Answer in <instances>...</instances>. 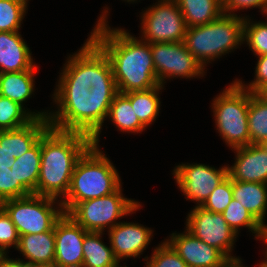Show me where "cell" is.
Segmentation results:
<instances>
[{
	"instance_id": "6da1fadb",
	"label": "cell",
	"mask_w": 267,
	"mask_h": 267,
	"mask_svg": "<svg viewBox=\"0 0 267 267\" xmlns=\"http://www.w3.org/2000/svg\"><path fill=\"white\" fill-rule=\"evenodd\" d=\"M104 12V13H103ZM97 21L90 38L107 55L120 93L145 91L157 87L150 43L137 39L122 28H110L108 9Z\"/></svg>"
},
{
	"instance_id": "7a4b0ae2",
	"label": "cell",
	"mask_w": 267,
	"mask_h": 267,
	"mask_svg": "<svg viewBox=\"0 0 267 267\" xmlns=\"http://www.w3.org/2000/svg\"><path fill=\"white\" fill-rule=\"evenodd\" d=\"M52 94L57 111L49 112L51 128L79 132L92 139L99 147L100 132L107 118L110 105L118 93L116 83L89 85L58 84Z\"/></svg>"
},
{
	"instance_id": "3957f363",
	"label": "cell",
	"mask_w": 267,
	"mask_h": 267,
	"mask_svg": "<svg viewBox=\"0 0 267 267\" xmlns=\"http://www.w3.org/2000/svg\"><path fill=\"white\" fill-rule=\"evenodd\" d=\"M92 145V139L85 134L50 127L41 137V163L36 195L64 198L76 163Z\"/></svg>"
},
{
	"instance_id": "277c9868",
	"label": "cell",
	"mask_w": 267,
	"mask_h": 267,
	"mask_svg": "<svg viewBox=\"0 0 267 267\" xmlns=\"http://www.w3.org/2000/svg\"><path fill=\"white\" fill-rule=\"evenodd\" d=\"M106 156L92 145L78 160L68 193L60 199L64 213L82 201L110 195L122 186L116 167Z\"/></svg>"
},
{
	"instance_id": "5b68a950",
	"label": "cell",
	"mask_w": 267,
	"mask_h": 267,
	"mask_svg": "<svg viewBox=\"0 0 267 267\" xmlns=\"http://www.w3.org/2000/svg\"><path fill=\"white\" fill-rule=\"evenodd\" d=\"M245 17L224 13L220 18L196 27H187L183 43L205 68L243 44Z\"/></svg>"
},
{
	"instance_id": "8992f818",
	"label": "cell",
	"mask_w": 267,
	"mask_h": 267,
	"mask_svg": "<svg viewBox=\"0 0 267 267\" xmlns=\"http://www.w3.org/2000/svg\"><path fill=\"white\" fill-rule=\"evenodd\" d=\"M248 107L249 91L236 80L213 100L216 130L232 149L250 144Z\"/></svg>"
},
{
	"instance_id": "52a82bcc",
	"label": "cell",
	"mask_w": 267,
	"mask_h": 267,
	"mask_svg": "<svg viewBox=\"0 0 267 267\" xmlns=\"http://www.w3.org/2000/svg\"><path fill=\"white\" fill-rule=\"evenodd\" d=\"M0 206L10 216L19 236L50 231L64 213L59 199L36 194L3 201Z\"/></svg>"
},
{
	"instance_id": "ba28073f",
	"label": "cell",
	"mask_w": 267,
	"mask_h": 267,
	"mask_svg": "<svg viewBox=\"0 0 267 267\" xmlns=\"http://www.w3.org/2000/svg\"><path fill=\"white\" fill-rule=\"evenodd\" d=\"M142 207L141 203L123 196L120 186L110 195L78 203L68 214L86 231L103 232L110 230L116 220Z\"/></svg>"
},
{
	"instance_id": "9c48e42d",
	"label": "cell",
	"mask_w": 267,
	"mask_h": 267,
	"mask_svg": "<svg viewBox=\"0 0 267 267\" xmlns=\"http://www.w3.org/2000/svg\"><path fill=\"white\" fill-rule=\"evenodd\" d=\"M77 52L68 57L58 84L89 85L90 89L92 84L115 83L107 55L90 37Z\"/></svg>"
},
{
	"instance_id": "30bf717a",
	"label": "cell",
	"mask_w": 267,
	"mask_h": 267,
	"mask_svg": "<svg viewBox=\"0 0 267 267\" xmlns=\"http://www.w3.org/2000/svg\"><path fill=\"white\" fill-rule=\"evenodd\" d=\"M143 12L141 40L148 43L184 41L187 26L182 11L174 0H158L157 4Z\"/></svg>"
},
{
	"instance_id": "8fae6325",
	"label": "cell",
	"mask_w": 267,
	"mask_h": 267,
	"mask_svg": "<svg viewBox=\"0 0 267 267\" xmlns=\"http://www.w3.org/2000/svg\"><path fill=\"white\" fill-rule=\"evenodd\" d=\"M150 49L156 76L162 86L171 77L191 79L205 74V68L183 42L150 43Z\"/></svg>"
},
{
	"instance_id": "7c38bea8",
	"label": "cell",
	"mask_w": 267,
	"mask_h": 267,
	"mask_svg": "<svg viewBox=\"0 0 267 267\" xmlns=\"http://www.w3.org/2000/svg\"><path fill=\"white\" fill-rule=\"evenodd\" d=\"M186 229L195 237L220 250L227 258L231 256L238 235L230 228L222 213H213L195 206L187 215Z\"/></svg>"
},
{
	"instance_id": "4fadbf2b",
	"label": "cell",
	"mask_w": 267,
	"mask_h": 267,
	"mask_svg": "<svg viewBox=\"0 0 267 267\" xmlns=\"http://www.w3.org/2000/svg\"><path fill=\"white\" fill-rule=\"evenodd\" d=\"M174 179L186 200L201 206L213 190L228 176V166L219 169L206 164H180L173 169Z\"/></svg>"
},
{
	"instance_id": "5bb4252c",
	"label": "cell",
	"mask_w": 267,
	"mask_h": 267,
	"mask_svg": "<svg viewBox=\"0 0 267 267\" xmlns=\"http://www.w3.org/2000/svg\"><path fill=\"white\" fill-rule=\"evenodd\" d=\"M88 233L69 214L63 215L54 225L55 259L57 267H82L83 241Z\"/></svg>"
},
{
	"instance_id": "9a60e30c",
	"label": "cell",
	"mask_w": 267,
	"mask_h": 267,
	"mask_svg": "<svg viewBox=\"0 0 267 267\" xmlns=\"http://www.w3.org/2000/svg\"><path fill=\"white\" fill-rule=\"evenodd\" d=\"M166 241L188 267H220L228 259L220 250L198 239L187 229L183 233H172Z\"/></svg>"
},
{
	"instance_id": "2e32d148",
	"label": "cell",
	"mask_w": 267,
	"mask_h": 267,
	"mask_svg": "<svg viewBox=\"0 0 267 267\" xmlns=\"http://www.w3.org/2000/svg\"><path fill=\"white\" fill-rule=\"evenodd\" d=\"M110 247L119 261L127 258H137L143 254L153 236L150 228L138 223L120 222L108 231Z\"/></svg>"
},
{
	"instance_id": "e0dca14e",
	"label": "cell",
	"mask_w": 267,
	"mask_h": 267,
	"mask_svg": "<svg viewBox=\"0 0 267 267\" xmlns=\"http://www.w3.org/2000/svg\"><path fill=\"white\" fill-rule=\"evenodd\" d=\"M233 150L236 160L228 166L231 180L267 184V149L260 144H249Z\"/></svg>"
},
{
	"instance_id": "ac0fdd59",
	"label": "cell",
	"mask_w": 267,
	"mask_h": 267,
	"mask_svg": "<svg viewBox=\"0 0 267 267\" xmlns=\"http://www.w3.org/2000/svg\"><path fill=\"white\" fill-rule=\"evenodd\" d=\"M48 118H34L27 125L17 129L0 130V143L14 160L28 152L50 128Z\"/></svg>"
},
{
	"instance_id": "d6986e66",
	"label": "cell",
	"mask_w": 267,
	"mask_h": 267,
	"mask_svg": "<svg viewBox=\"0 0 267 267\" xmlns=\"http://www.w3.org/2000/svg\"><path fill=\"white\" fill-rule=\"evenodd\" d=\"M20 32L0 31V73L37 68Z\"/></svg>"
},
{
	"instance_id": "ffe728a7",
	"label": "cell",
	"mask_w": 267,
	"mask_h": 267,
	"mask_svg": "<svg viewBox=\"0 0 267 267\" xmlns=\"http://www.w3.org/2000/svg\"><path fill=\"white\" fill-rule=\"evenodd\" d=\"M16 249L28 260L25 262L29 265L54 264V227L50 231L19 236Z\"/></svg>"
},
{
	"instance_id": "44dd1931",
	"label": "cell",
	"mask_w": 267,
	"mask_h": 267,
	"mask_svg": "<svg viewBox=\"0 0 267 267\" xmlns=\"http://www.w3.org/2000/svg\"><path fill=\"white\" fill-rule=\"evenodd\" d=\"M233 199L265 227L267 210V184L256 182L232 181Z\"/></svg>"
},
{
	"instance_id": "7402d4cb",
	"label": "cell",
	"mask_w": 267,
	"mask_h": 267,
	"mask_svg": "<svg viewBox=\"0 0 267 267\" xmlns=\"http://www.w3.org/2000/svg\"><path fill=\"white\" fill-rule=\"evenodd\" d=\"M38 68L19 72L0 73V96L24 106L35 91L34 75Z\"/></svg>"
},
{
	"instance_id": "603a6c76",
	"label": "cell",
	"mask_w": 267,
	"mask_h": 267,
	"mask_svg": "<svg viewBox=\"0 0 267 267\" xmlns=\"http://www.w3.org/2000/svg\"><path fill=\"white\" fill-rule=\"evenodd\" d=\"M181 9L187 27L205 25L225 12L223 0H174Z\"/></svg>"
},
{
	"instance_id": "cb8c5ba5",
	"label": "cell",
	"mask_w": 267,
	"mask_h": 267,
	"mask_svg": "<svg viewBox=\"0 0 267 267\" xmlns=\"http://www.w3.org/2000/svg\"><path fill=\"white\" fill-rule=\"evenodd\" d=\"M41 163V138L21 157L14 159L11 167L16 182H20L31 194H36Z\"/></svg>"
},
{
	"instance_id": "d4e9b609",
	"label": "cell",
	"mask_w": 267,
	"mask_h": 267,
	"mask_svg": "<svg viewBox=\"0 0 267 267\" xmlns=\"http://www.w3.org/2000/svg\"><path fill=\"white\" fill-rule=\"evenodd\" d=\"M104 232H88L83 241L82 267H122L112 248L101 240Z\"/></svg>"
},
{
	"instance_id": "484cf974",
	"label": "cell",
	"mask_w": 267,
	"mask_h": 267,
	"mask_svg": "<svg viewBox=\"0 0 267 267\" xmlns=\"http://www.w3.org/2000/svg\"><path fill=\"white\" fill-rule=\"evenodd\" d=\"M107 118L111 119L121 132L140 133L145 130V127L140 123L135 114L130 98L125 93L118 92L115 95Z\"/></svg>"
},
{
	"instance_id": "4316f807",
	"label": "cell",
	"mask_w": 267,
	"mask_h": 267,
	"mask_svg": "<svg viewBox=\"0 0 267 267\" xmlns=\"http://www.w3.org/2000/svg\"><path fill=\"white\" fill-rule=\"evenodd\" d=\"M163 88L159 84L157 87L149 90L125 93L130 98L137 118L145 128L151 125L156 120L157 115H159L161 105L159 92Z\"/></svg>"
},
{
	"instance_id": "83f0119b",
	"label": "cell",
	"mask_w": 267,
	"mask_h": 267,
	"mask_svg": "<svg viewBox=\"0 0 267 267\" xmlns=\"http://www.w3.org/2000/svg\"><path fill=\"white\" fill-rule=\"evenodd\" d=\"M48 116V112H32L19 103L0 96V130L17 129L27 125L34 118H48Z\"/></svg>"
},
{
	"instance_id": "f1b7e54d",
	"label": "cell",
	"mask_w": 267,
	"mask_h": 267,
	"mask_svg": "<svg viewBox=\"0 0 267 267\" xmlns=\"http://www.w3.org/2000/svg\"><path fill=\"white\" fill-rule=\"evenodd\" d=\"M223 218L230 228L238 235L240 227H247L255 239L264 238L263 227L236 199L231 200L228 207L222 212Z\"/></svg>"
},
{
	"instance_id": "f546056e",
	"label": "cell",
	"mask_w": 267,
	"mask_h": 267,
	"mask_svg": "<svg viewBox=\"0 0 267 267\" xmlns=\"http://www.w3.org/2000/svg\"><path fill=\"white\" fill-rule=\"evenodd\" d=\"M248 130L250 144H260L267 138V103L249 91Z\"/></svg>"
},
{
	"instance_id": "4dcf8cb0",
	"label": "cell",
	"mask_w": 267,
	"mask_h": 267,
	"mask_svg": "<svg viewBox=\"0 0 267 267\" xmlns=\"http://www.w3.org/2000/svg\"><path fill=\"white\" fill-rule=\"evenodd\" d=\"M26 0H0V31L17 32L27 13Z\"/></svg>"
},
{
	"instance_id": "1f68e13d",
	"label": "cell",
	"mask_w": 267,
	"mask_h": 267,
	"mask_svg": "<svg viewBox=\"0 0 267 267\" xmlns=\"http://www.w3.org/2000/svg\"><path fill=\"white\" fill-rule=\"evenodd\" d=\"M251 22L245 17L243 42H247L249 49L254 55L261 56L267 54V22Z\"/></svg>"
},
{
	"instance_id": "d6a6232c",
	"label": "cell",
	"mask_w": 267,
	"mask_h": 267,
	"mask_svg": "<svg viewBox=\"0 0 267 267\" xmlns=\"http://www.w3.org/2000/svg\"><path fill=\"white\" fill-rule=\"evenodd\" d=\"M144 261L146 267H188L166 240L153 250L152 256H146Z\"/></svg>"
},
{
	"instance_id": "836d02e7",
	"label": "cell",
	"mask_w": 267,
	"mask_h": 267,
	"mask_svg": "<svg viewBox=\"0 0 267 267\" xmlns=\"http://www.w3.org/2000/svg\"><path fill=\"white\" fill-rule=\"evenodd\" d=\"M232 198V180L227 176L213 190L201 207L213 213H222L228 207Z\"/></svg>"
},
{
	"instance_id": "e575fe53",
	"label": "cell",
	"mask_w": 267,
	"mask_h": 267,
	"mask_svg": "<svg viewBox=\"0 0 267 267\" xmlns=\"http://www.w3.org/2000/svg\"><path fill=\"white\" fill-rule=\"evenodd\" d=\"M31 193L20 183L9 166H0V204L3 201L20 198Z\"/></svg>"
},
{
	"instance_id": "d590c367",
	"label": "cell",
	"mask_w": 267,
	"mask_h": 267,
	"mask_svg": "<svg viewBox=\"0 0 267 267\" xmlns=\"http://www.w3.org/2000/svg\"><path fill=\"white\" fill-rule=\"evenodd\" d=\"M19 234L10 216L0 206V254H7L10 247L17 248Z\"/></svg>"
},
{
	"instance_id": "8d00e7d4",
	"label": "cell",
	"mask_w": 267,
	"mask_h": 267,
	"mask_svg": "<svg viewBox=\"0 0 267 267\" xmlns=\"http://www.w3.org/2000/svg\"><path fill=\"white\" fill-rule=\"evenodd\" d=\"M236 81L251 93H256L262 86L267 84V54L258 56L257 65L255 67V79L249 85L244 84L242 80Z\"/></svg>"
},
{
	"instance_id": "74e56055",
	"label": "cell",
	"mask_w": 267,
	"mask_h": 267,
	"mask_svg": "<svg viewBox=\"0 0 267 267\" xmlns=\"http://www.w3.org/2000/svg\"><path fill=\"white\" fill-rule=\"evenodd\" d=\"M267 0H223V8L226 14L235 15V10L259 8L263 13Z\"/></svg>"
},
{
	"instance_id": "f35d334b",
	"label": "cell",
	"mask_w": 267,
	"mask_h": 267,
	"mask_svg": "<svg viewBox=\"0 0 267 267\" xmlns=\"http://www.w3.org/2000/svg\"><path fill=\"white\" fill-rule=\"evenodd\" d=\"M7 254H0V267H30L23 259L8 258Z\"/></svg>"
},
{
	"instance_id": "ab89813d",
	"label": "cell",
	"mask_w": 267,
	"mask_h": 267,
	"mask_svg": "<svg viewBox=\"0 0 267 267\" xmlns=\"http://www.w3.org/2000/svg\"><path fill=\"white\" fill-rule=\"evenodd\" d=\"M14 164V160L9 158V155L5 152L4 143H0V166H9V169Z\"/></svg>"
},
{
	"instance_id": "60d3db41",
	"label": "cell",
	"mask_w": 267,
	"mask_h": 267,
	"mask_svg": "<svg viewBox=\"0 0 267 267\" xmlns=\"http://www.w3.org/2000/svg\"><path fill=\"white\" fill-rule=\"evenodd\" d=\"M220 267H244L239 257L228 258Z\"/></svg>"
},
{
	"instance_id": "b9f144b4",
	"label": "cell",
	"mask_w": 267,
	"mask_h": 267,
	"mask_svg": "<svg viewBox=\"0 0 267 267\" xmlns=\"http://www.w3.org/2000/svg\"><path fill=\"white\" fill-rule=\"evenodd\" d=\"M255 94L267 103V84L262 86Z\"/></svg>"
},
{
	"instance_id": "7bdbcfd3",
	"label": "cell",
	"mask_w": 267,
	"mask_h": 267,
	"mask_svg": "<svg viewBox=\"0 0 267 267\" xmlns=\"http://www.w3.org/2000/svg\"><path fill=\"white\" fill-rule=\"evenodd\" d=\"M30 267H57L55 264L30 265Z\"/></svg>"
},
{
	"instance_id": "ee69618b",
	"label": "cell",
	"mask_w": 267,
	"mask_h": 267,
	"mask_svg": "<svg viewBox=\"0 0 267 267\" xmlns=\"http://www.w3.org/2000/svg\"><path fill=\"white\" fill-rule=\"evenodd\" d=\"M260 145L267 149V138L262 143H260Z\"/></svg>"
},
{
	"instance_id": "f6af8a7d",
	"label": "cell",
	"mask_w": 267,
	"mask_h": 267,
	"mask_svg": "<svg viewBox=\"0 0 267 267\" xmlns=\"http://www.w3.org/2000/svg\"><path fill=\"white\" fill-rule=\"evenodd\" d=\"M264 239L267 241V225L265 226L264 229Z\"/></svg>"
},
{
	"instance_id": "bcb514c9",
	"label": "cell",
	"mask_w": 267,
	"mask_h": 267,
	"mask_svg": "<svg viewBox=\"0 0 267 267\" xmlns=\"http://www.w3.org/2000/svg\"><path fill=\"white\" fill-rule=\"evenodd\" d=\"M259 267H267V262L264 260L260 263Z\"/></svg>"
},
{
	"instance_id": "7dc6e473",
	"label": "cell",
	"mask_w": 267,
	"mask_h": 267,
	"mask_svg": "<svg viewBox=\"0 0 267 267\" xmlns=\"http://www.w3.org/2000/svg\"><path fill=\"white\" fill-rule=\"evenodd\" d=\"M262 240H263L265 243H267V241H266L264 238H263ZM266 245H267V244H266ZM265 254H266V255H265V257H266V260H265V261L267 262V250H266Z\"/></svg>"
},
{
	"instance_id": "c3c4849f",
	"label": "cell",
	"mask_w": 267,
	"mask_h": 267,
	"mask_svg": "<svg viewBox=\"0 0 267 267\" xmlns=\"http://www.w3.org/2000/svg\"><path fill=\"white\" fill-rule=\"evenodd\" d=\"M123 1H127V2H135L137 0H123Z\"/></svg>"
},
{
	"instance_id": "681fc988",
	"label": "cell",
	"mask_w": 267,
	"mask_h": 267,
	"mask_svg": "<svg viewBox=\"0 0 267 267\" xmlns=\"http://www.w3.org/2000/svg\"><path fill=\"white\" fill-rule=\"evenodd\" d=\"M263 14H266L267 15V5H266V8H265Z\"/></svg>"
}]
</instances>
